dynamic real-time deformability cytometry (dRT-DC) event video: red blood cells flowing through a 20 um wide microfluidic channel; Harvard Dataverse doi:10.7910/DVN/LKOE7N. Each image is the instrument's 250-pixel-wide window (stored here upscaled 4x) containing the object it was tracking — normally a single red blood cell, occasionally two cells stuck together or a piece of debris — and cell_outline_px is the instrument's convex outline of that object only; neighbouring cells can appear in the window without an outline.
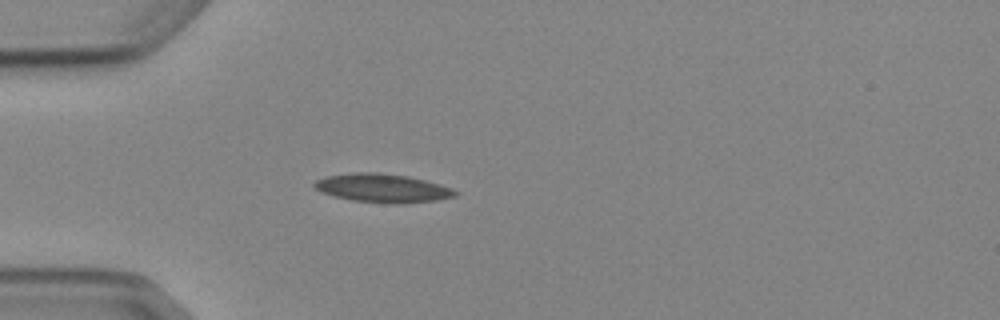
{"species": "Egyptian fruit bat (a non-hibernating species)", "species_latin": "Rousettus aegyptiacus", "temperature_condition": "cold", "stored_images_in_passage": 4, "camera_frame_rate_fps": 3000, "um_per_image_px": 0.085, "animal": {"sex": "female"}, "frame": {"image": 1, "passage_image": 4, "time_ms": 4.333, "image_size_px": [1000, 320], "cell_outline_px": [[460, 192], [456, 196], [436, 200], [396, 204], [352, 200], [320, 192], [312, 184], [316, 180], [324, 176], [356, 172], [380, 172], [408, 176], [440, 184], [452, 188]], "centroid_in_image_um": [32.52, 15.98], "position_along_channel_um": 52.5, "area_um2": 23.47}}